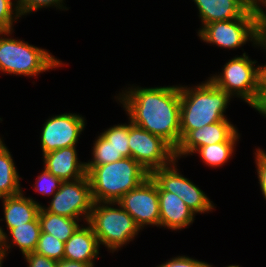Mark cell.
<instances>
[{"label":"cell","instance_id":"d590c367","mask_svg":"<svg viewBox=\"0 0 266 267\" xmlns=\"http://www.w3.org/2000/svg\"><path fill=\"white\" fill-rule=\"evenodd\" d=\"M258 152H260L261 154H263L264 156H266V149H262V148H260V147H257V148H255Z\"/></svg>","mask_w":266,"mask_h":267},{"label":"cell","instance_id":"1f68e13d","mask_svg":"<svg viewBox=\"0 0 266 267\" xmlns=\"http://www.w3.org/2000/svg\"><path fill=\"white\" fill-rule=\"evenodd\" d=\"M251 108L255 109L262 118H266V80L262 76L257 101Z\"/></svg>","mask_w":266,"mask_h":267},{"label":"cell","instance_id":"277c9868","mask_svg":"<svg viewBox=\"0 0 266 267\" xmlns=\"http://www.w3.org/2000/svg\"><path fill=\"white\" fill-rule=\"evenodd\" d=\"M94 202H118L140 185L150 173L131 157L98 165L86 166Z\"/></svg>","mask_w":266,"mask_h":267},{"label":"cell","instance_id":"836d02e7","mask_svg":"<svg viewBox=\"0 0 266 267\" xmlns=\"http://www.w3.org/2000/svg\"><path fill=\"white\" fill-rule=\"evenodd\" d=\"M90 264H85L82 262L72 261L68 259H62L58 262V267H90Z\"/></svg>","mask_w":266,"mask_h":267},{"label":"cell","instance_id":"5bb4252c","mask_svg":"<svg viewBox=\"0 0 266 267\" xmlns=\"http://www.w3.org/2000/svg\"><path fill=\"white\" fill-rule=\"evenodd\" d=\"M77 146L60 148L42 155L43 167L61 181H72L87 175L86 162L80 161Z\"/></svg>","mask_w":266,"mask_h":267},{"label":"cell","instance_id":"9a60e30c","mask_svg":"<svg viewBox=\"0 0 266 267\" xmlns=\"http://www.w3.org/2000/svg\"><path fill=\"white\" fill-rule=\"evenodd\" d=\"M160 219L159 228L181 231L195 222L196 214L174 193L163 191L158 186Z\"/></svg>","mask_w":266,"mask_h":267},{"label":"cell","instance_id":"30bf717a","mask_svg":"<svg viewBox=\"0 0 266 267\" xmlns=\"http://www.w3.org/2000/svg\"><path fill=\"white\" fill-rule=\"evenodd\" d=\"M128 141L131 158L149 173L169 165L175 159V150L167 142L132 124L130 120Z\"/></svg>","mask_w":266,"mask_h":267},{"label":"cell","instance_id":"d6a6232c","mask_svg":"<svg viewBox=\"0 0 266 267\" xmlns=\"http://www.w3.org/2000/svg\"><path fill=\"white\" fill-rule=\"evenodd\" d=\"M256 48H260L266 55V21L257 22ZM266 57V56H265Z\"/></svg>","mask_w":266,"mask_h":267},{"label":"cell","instance_id":"ffe728a7","mask_svg":"<svg viewBox=\"0 0 266 267\" xmlns=\"http://www.w3.org/2000/svg\"><path fill=\"white\" fill-rule=\"evenodd\" d=\"M4 137H0V198L15 196L23 192L21 178L13 155L5 144Z\"/></svg>","mask_w":266,"mask_h":267},{"label":"cell","instance_id":"4dcf8cb0","mask_svg":"<svg viewBox=\"0 0 266 267\" xmlns=\"http://www.w3.org/2000/svg\"><path fill=\"white\" fill-rule=\"evenodd\" d=\"M27 267H58V262L36 252H31L23 257Z\"/></svg>","mask_w":266,"mask_h":267},{"label":"cell","instance_id":"ac0fdd59","mask_svg":"<svg viewBox=\"0 0 266 267\" xmlns=\"http://www.w3.org/2000/svg\"><path fill=\"white\" fill-rule=\"evenodd\" d=\"M25 191L15 196L2 197L3 218L5 221L6 232L16 226L34 221L38 217L39 210L43 205L31 196H25Z\"/></svg>","mask_w":266,"mask_h":267},{"label":"cell","instance_id":"cb8c5ba5","mask_svg":"<svg viewBox=\"0 0 266 267\" xmlns=\"http://www.w3.org/2000/svg\"><path fill=\"white\" fill-rule=\"evenodd\" d=\"M91 159L86 161V166H98L123 159L116 149L100 134L93 141Z\"/></svg>","mask_w":266,"mask_h":267},{"label":"cell","instance_id":"4316f807","mask_svg":"<svg viewBox=\"0 0 266 267\" xmlns=\"http://www.w3.org/2000/svg\"><path fill=\"white\" fill-rule=\"evenodd\" d=\"M20 18L16 0H0V31L15 30L14 24Z\"/></svg>","mask_w":266,"mask_h":267},{"label":"cell","instance_id":"8fae6325","mask_svg":"<svg viewBox=\"0 0 266 267\" xmlns=\"http://www.w3.org/2000/svg\"><path fill=\"white\" fill-rule=\"evenodd\" d=\"M86 121L79 113L51 115L42 124L39 136L42 155L60 148L77 146L87 126Z\"/></svg>","mask_w":266,"mask_h":267},{"label":"cell","instance_id":"5b68a950","mask_svg":"<svg viewBox=\"0 0 266 267\" xmlns=\"http://www.w3.org/2000/svg\"><path fill=\"white\" fill-rule=\"evenodd\" d=\"M88 223L109 253L122 250L138 237L141 229L118 202H94Z\"/></svg>","mask_w":266,"mask_h":267},{"label":"cell","instance_id":"7c38bea8","mask_svg":"<svg viewBox=\"0 0 266 267\" xmlns=\"http://www.w3.org/2000/svg\"><path fill=\"white\" fill-rule=\"evenodd\" d=\"M118 203L132 216L141 231L147 229V226L159 227L158 185L151 176L124 194Z\"/></svg>","mask_w":266,"mask_h":267},{"label":"cell","instance_id":"f1b7e54d","mask_svg":"<svg viewBox=\"0 0 266 267\" xmlns=\"http://www.w3.org/2000/svg\"><path fill=\"white\" fill-rule=\"evenodd\" d=\"M156 267H215L208 262L194 259L187 255H176Z\"/></svg>","mask_w":266,"mask_h":267},{"label":"cell","instance_id":"2e32d148","mask_svg":"<svg viewBox=\"0 0 266 267\" xmlns=\"http://www.w3.org/2000/svg\"><path fill=\"white\" fill-rule=\"evenodd\" d=\"M197 7L201 26L216 21L232 20L242 17L255 0H192Z\"/></svg>","mask_w":266,"mask_h":267},{"label":"cell","instance_id":"4fadbf2b","mask_svg":"<svg viewBox=\"0 0 266 267\" xmlns=\"http://www.w3.org/2000/svg\"><path fill=\"white\" fill-rule=\"evenodd\" d=\"M241 134L236 125L229 119L214 122L200 129L190 131L175 150V159L180 160L193 153L200 147L222 142H239Z\"/></svg>","mask_w":266,"mask_h":267},{"label":"cell","instance_id":"9c48e42d","mask_svg":"<svg viewBox=\"0 0 266 267\" xmlns=\"http://www.w3.org/2000/svg\"><path fill=\"white\" fill-rule=\"evenodd\" d=\"M48 201V205H42L47 211L69 218L79 219L82 223L88 222L93 199L91 184L88 176L72 180L62 181L59 190Z\"/></svg>","mask_w":266,"mask_h":267},{"label":"cell","instance_id":"d6986e66","mask_svg":"<svg viewBox=\"0 0 266 267\" xmlns=\"http://www.w3.org/2000/svg\"><path fill=\"white\" fill-rule=\"evenodd\" d=\"M5 233L4 260L8 257L12 248H17L22 255L34 252L41 234V227L38 217L31 222L9 229Z\"/></svg>","mask_w":266,"mask_h":267},{"label":"cell","instance_id":"484cf974","mask_svg":"<svg viewBox=\"0 0 266 267\" xmlns=\"http://www.w3.org/2000/svg\"><path fill=\"white\" fill-rule=\"evenodd\" d=\"M21 17L33 14L43 8H56L59 11H67L65 0H16Z\"/></svg>","mask_w":266,"mask_h":267},{"label":"cell","instance_id":"7a4b0ae2","mask_svg":"<svg viewBox=\"0 0 266 267\" xmlns=\"http://www.w3.org/2000/svg\"><path fill=\"white\" fill-rule=\"evenodd\" d=\"M232 100L207 78L196 85L180 84V142L194 129L229 119L225 114Z\"/></svg>","mask_w":266,"mask_h":267},{"label":"cell","instance_id":"6da1fadb","mask_svg":"<svg viewBox=\"0 0 266 267\" xmlns=\"http://www.w3.org/2000/svg\"><path fill=\"white\" fill-rule=\"evenodd\" d=\"M114 100L132 124L161 137L174 150L180 144V84L141 87L128 84Z\"/></svg>","mask_w":266,"mask_h":267},{"label":"cell","instance_id":"8d00e7d4","mask_svg":"<svg viewBox=\"0 0 266 267\" xmlns=\"http://www.w3.org/2000/svg\"><path fill=\"white\" fill-rule=\"evenodd\" d=\"M224 267H241L240 265H236V264H232V265H227V266H224Z\"/></svg>","mask_w":266,"mask_h":267},{"label":"cell","instance_id":"83f0119b","mask_svg":"<svg viewBox=\"0 0 266 267\" xmlns=\"http://www.w3.org/2000/svg\"><path fill=\"white\" fill-rule=\"evenodd\" d=\"M43 171L37 176L33 189L43 197H52L60 188L62 181L47 171L44 167Z\"/></svg>","mask_w":266,"mask_h":267},{"label":"cell","instance_id":"3957f363","mask_svg":"<svg viewBox=\"0 0 266 267\" xmlns=\"http://www.w3.org/2000/svg\"><path fill=\"white\" fill-rule=\"evenodd\" d=\"M15 30L0 31V72L13 76L38 77L68 65L47 49L13 38Z\"/></svg>","mask_w":266,"mask_h":267},{"label":"cell","instance_id":"52a82bcc","mask_svg":"<svg viewBox=\"0 0 266 267\" xmlns=\"http://www.w3.org/2000/svg\"><path fill=\"white\" fill-rule=\"evenodd\" d=\"M258 13L255 4L242 16L204 25L197 36L206 44L226 50H237L251 43L255 49Z\"/></svg>","mask_w":266,"mask_h":267},{"label":"cell","instance_id":"ba28073f","mask_svg":"<svg viewBox=\"0 0 266 267\" xmlns=\"http://www.w3.org/2000/svg\"><path fill=\"white\" fill-rule=\"evenodd\" d=\"M178 159L150 173L152 179L163 190L176 194L197 215L215 211V203L191 179L180 172ZM179 167V169H178Z\"/></svg>","mask_w":266,"mask_h":267},{"label":"cell","instance_id":"d4e9b609","mask_svg":"<svg viewBox=\"0 0 266 267\" xmlns=\"http://www.w3.org/2000/svg\"><path fill=\"white\" fill-rule=\"evenodd\" d=\"M64 246L65 243L53 235L41 232L34 252L59 262L64 259Z\"/></svg>","mask_w":266,"mask_h":267},{"label":"cell","instance_id":"f546056e","mask_svg":"<svg viewBox=\"0 0 266 267\" xmlns=\"http://www.w3.org/2000/svg\"><path fill=\"white\" fill-rule=\"evenodd\" d=\"M253 153L255 156V168L257 173V179L259 183V188L261 190L264 200H266V156L258 152L256 149Z\"/></svg>","mask_w":266,"mask_h":267},{"label":"cell","instance_id":"44dd1931","mask_svg":"<svg viewBox=\"0 0 266 267\" xmlns=\"http://www.w3.org/2000/svg\"><path fill=\"white\" fill-rule=\"evenodd\" d=\"M38 219L41 232L49 233L64 243L81 225L79 219L47 212L42 206L38 213Z\"/></svg>","mask_w":266,"mask_h":267},{"label":"cell","instance_id":"603a6c76","mask_svg":"<svg viewBox=\"0 0 266 267\" xmlns=\"http://www.w3.org/2000/svg\"><path fill=\"white\" fill-rule=\"evenodd\" d=\"M100 135L106 139L123 157H131L129 148V119L127 123H118L103 129Z\"/></svg>","mask_w":266,"mask_h":267},{"label":"cell","instance_id":"74e56055","mask_svg":"<svg viewBox=\"0 0 266 267\" xmlns=\"http://www.w3.org/2000/svg\"><path fill=\"white\" fill-rule=\"evenodd\" d=\"M0 267H3V262L2 261H0Z\"/></svg>","mask_w":266,"mask_h":267},{"label":"cell","instance_id":"7402d4cb","mask_svg":"<svg viewBox=\"0 0 266 267\" xmlns=\"http://www.w3.org/2000/svg\"><path fill=\"white\" fill-rule=\"evenodd\" d=\"M239 142H222L205 145L198 148L193 154L200 157L202 163L210 168H219L230 162L236 154V146Z\"/></svg>","mask_w":266,"mask_h":267},{"label":"cell","instance_id":"e0dca14e","mask_svg":"<svg viewBox=\"0 0 266 267\" xmlns=\"http://www.w3.org/2000/svg\"><path fill=\"white\" fill-rule=\"evenodd\" d=\"M100 246L92 226L85 222L65 242L64 259L96 265L100 258Z\"/></svg>","mask_w":266,"mask_h":267},{"label":"cell","instance_id":"e575fe53","mask_svg":"<svg viewBox=\"0 0 266 267\" xmlns=\"http://www.w3.org/2000/svg\"><path fill=\"white\" fill-rule=\"evenodd\" d=\"M0 226V261L4 263V249H5V230Z\"/></svg>","mask_w":266,"mask_h":267},{"label":"cell","instance_id":"8992f818","mask_svg":"<svg viewBox=\"0 0 266 267\" xmlns=\"http://www.w3.org/2000/svg\"><path fill=\"white\" fill-rule=\"evenodd\" d=\"M221 72L210 74L208 79L233 99L237 98L252 107L257 101L261 79V63L251 59L247 52L227 60Z\"/></svg>","mask_w":266,"mask_h":267}]
</instances>
